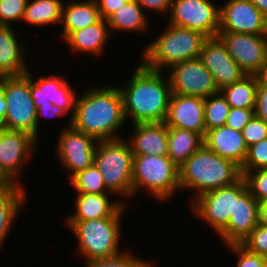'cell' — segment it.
I'll list each match as a JSON object with an SVG mask.
<instances>
[{
    "label": "cell",
    "instance_id": "cell-1",
    "mask_svg": "<svg viewBox=\"0 0 267 267\" xmlns=\"http://www.w3.org/2000/svg\"><path fill=\"white\" fill-rule=\"evenodd\" d=\"M123 97L117 85L92 86L77 96L71 126L98 141L121 139L123 129Z\"/></svg>",
    "mask_w": 267,
    "mask_h": 267
},
{
    "label": "cell",
    "instance_id": "cell-2",
    "mask_svg": "<svg viewBox=\"0 0 267 267\" xmlns=\"http://www.w3.org/2000/svg\"><path fill=\"white\" fill-rule=\"evenodd\" d=\"M126 84L118 86L126 122H165L172 95L167 73L149 69L139 61Z\"/></svg>",
    "mask_w": 267,
    "mask_h": 267
},
{
    "label": "cell",
    "instance_id": "cell-3",
    "mask_svg": "<svg viewBox=\"0 0 267 267\" xmlns=\"http://www.w3.org/2000/svg\"><path fill=\"white\" fill-rule=\"evenodd\" d=\"M242 177L239 165L219 156L205 144L179 167L180 190L194 192L189 204L201 194L232 185Z\"/></svg>",
    "mask_w": 267,
    "mask_h": 267
},
{
    "label": "cell",
    "instance_id": "cell-4",
    "mask_svg": "<svg viewBox=\"0 0 267 267\" xmlns=\"http://www.w3.org/2000/svg\"><path fill=\"white\" fill-rule=\"evenodd\" d=\"M161 31L141 52L140 61L147 68L166 72L175 64L200 58L202 46L207 39L205 35L169 23Z\"/></svg>",
    "mask_w": 267,
    "mask_h": 267
},
{
    "label": "cell",
    "instance_id": "cell-5",
    "mask_svg": "<svg viewBox=\"0 0 267 267\" xmlns=\"http://www.w3.org/2000/svg\"><path fill=\"white\" fill-rule=\"evenodd\" d=\"M124 203L111 217L91 220H66V225L77 239L79 256L85 261L109 258L123 252L119 247Z\"/></svg>",
    "mask_w": 267,
    "mask_h": 267
},
{
    "label": "cell",
    "instance_id": "cell-6",
    "mask_svg": "<svg viewBox=\"0 0 267 267\" xmlns=\"http://www.w3.org/2000/svg\"><path fill=\"white\" fill-rule=\"evenodd\" d=\"M132 182L133 196L145 191L157 202H167L180 191L179 167L168 156L134 155Z\"/></svg>",
    "mask_w": 267,
    "mask_h": 267
},
{
    "label": "cell",
    "instance_id": "cell-7",
    "mask_svg": "<svg viewBox=\"0 0 267 267\" xmlns=\"http://www.w3.org/2000/svg\"><path fill=\"white\" fill-rule=\"evenodd\" d=\"M133 154L124 139L99 141L94 155V164L103 177L106 188L115 197L133 196Z\"/></svg>",
    "mask_w": 267,
    "mask_h": 267
},
{
    "label": "cell",
    "instance_id": "cell-8",
    "mask_svg": "<svg viewBox=\"0 0 267 267\" xmlns=\"http://www.w3.org/2000/svg\"><path fill=\"white\" fill-rule=\"evenodd\" d=\"M6 116L2 128L29 132L37 139V109L30 91V76L5 77Z\"/></svg>",
    "mask_w": 267,
    "mask_h": 267
},
{
    "label": "cell",
    "instance_id": "cell-9",
    "mask_svg": "<svg viewBox=\"0 0 267 267\" xmlns=\"http://www.w3.org/2000/svg\"><path fill=\"white\" fill-rule=\"evenodd\" d=\"M247 184L242 177L236 183L201 194L190 204L192 214L215 230L217 235L227 226L234 213L235 199L245 190Z\"/></svg>",
    "mask_w": 267,
    "mask_h": 267
},
{
    "label": "cell",
    "instance_id": "cell-10",
    "mask_svg": "<svg viewBox=\"0 0 267 267\" xmlns=\"http://www.w3.org/2000/svg\"><path fill=\"white\" fill-rule=\"evenodd\" d=\"M37 141L29 132L0 127V169L14 185L25 187L21 172L38 151Z\"/></svg>",
    "mask_w": 267,
    "mask_h": 267
},
{
    "label": "cell",
    "instance_id": "cell-11",
    "mask_svg": "<svg viewBox=\"0 0 267 267\" xmlns=\"http://www.w3.org/2000/svg\"><path fill=\"white\" fill-rule=\"evenodd\" d=\"M220 6L212 0H172L168 23L217 37Z\"/></svg>",
    "mask_w": 267,
    "mask_h": 267
},
{
    "label": "cell",
    "instance_id": "cell-12",
    "mask_svg": "<svg viewBox=\"0 0 267 267\" xmlns=\"http://www.w3.org/2000/svg\"><path fill=\"white\" fill-rule=\"evenodd\" d=\"M166 72L172 94L207 98L219 92L213 75L200 58L175 64Z\"/></svg>",
    "mask_w": 267,
    "mask_h": 267
},
{
    "label": "cell",
    "instance_id": "cell-13",
    "mask_svg": "<svg viewBox=\"0 0 267 267\" xmlns=\"http://www.w3.org/2000/svg\"><path fill=\"white\" fill-rule=\"evenodd\" d=\"M228 54L246 75H257L267 62V35L218 32Z\"/></svg>",
    "mask_w": 267,
    "mask_h": 267
},
{
    "label": "cell",
    "instance_id": "cell-14",
    "mask_svg": "<svg viewBox=\"0 0 267 267\" xmlns=\"http://www.w3.org/2000/svg\"><path fill=\"white\" fill-rule=\"evenodd\" d=\"M56 155L63 165L64 171L67 170L71 175L85 170L94 164V155L98 140L74 129L72 126H65L61 129L58 137Z\"/></svg>",
    "mask_w": 267,
    "mask_h": 267
},
{
    "label": "cell",
    "instance_id": "cell-15",
    "mask_svg": "<svg viewBox=\"0 0 267 267\" xmlns=\"http://www.w3.org/2000/svg\"><path fill=\"white\" fill-rule=\"evenodd\" d=\"M219 6L218 32L267 35V19L249 0H227Z\"/></svg>",
    "mask_w": 267,
    "mask_h": 267
},
{
    "label": "cell",
    "instance_id": "cell-16",
    "mask_svg": "<svg viewBox=\"0 0 267 267\" xmlns=\"http://www.w3.org/2000/svg\"><path fill=\"white\" fill-rule=\"evenodd\" d=\"M27 74L30 76V91L35 108H40V105H56L67 114L71 113L68 122L71 126L78 93L76 95V91L69 85L66 77L50 74L34 79L31 69Z\"/></svg>",
    "mask_w": 267,
    "mask_h": 267
},
{
    "label": "cell",
    "instance_id": "cell-17",
    "mask_svg": "<svg viewBox=\"0 0 267 267\" xmlns=\"http://www.w3.org/2000/svg\"><path fill=\"white\" fill-rule=\"evenodd\" d=\"M200 59L213 75L219 90L240 81L246 73L228 54L218 37L207 38L202 46Z\"/></svg>",
    "mask_w": 267,
    "mask_h": 267
},
{
    "label": "cell",
    "instance_id": "cell-18",
    "mask_svg": "<svg viewBox=\"0 0 267 267\" xmlns=\"http://www.w3.org/2000/svg\"><path fill=\"white\" fill-rule=\"evenodd\" d=\"M258 225V201L246 189L235 199L234 213L227 226L218 234L222 244H241Z\"/></svg>",
    "mask_w": 267,
    "mask_h": 267
},
{
    "label": "cell",
    "instance_id": "cell-19",
    "mask_svg": "<svg viewBox=\"0 0 267 267\" xmlns=\"http://www.w3.org/2000/svg\"><path fill=\"white\" fill-rule=\"evenodd\" d=\"M164 123L168 127L193 131L204 138V98L172 94Z\"/></svg>",
    "mask_w": 267,
    "mask_h": 267
},
{
    "label": "cell",
    "instance_id": "cell-20",
    "mask_svg": "<svg viewBox=\"0 0 267 267\" xmlns=\"http://www.w3.org/2000/svg\"><path fill=\"white\" fill-rule=\"evenodd\" d=\"M132 125L134 132L126 141L133 155L167 156L168 126L164 122Z\"/></svg>",
    "mask_w": 267,
    "mask_h": 267
},
{
    "label": "cell",
    "instance_id": "cell-21",
    "mask_svg": "<svg viewBox=\"0 0 267 267\" xmlns=\"http://www.w3.org/2000/svg\"><path fill=\"white\" fill-rule=\"evenodd\" d=\"M14 31L12 26H0V77L25 75L30 70L27 46L22 45Z\"/></svg>",
    "mask_w": 267,
    "mask_h": 267
},
{
    "label": "cell",
    "instance_id": "cell-22",
    "mask_svg": "<svg viewBox=\"0 0 267 267\" xmlns=\"http://www.w3.org/2000/svg\"><path fill=\"white\" fill-rule=\"evenodd\" d=\"M204 144L219 156L243 165L247 146L241 131L227 126L213 128L206 132Z\"/></svg>",
    "mask_w": 267,
    "mask_h": 267
},
{
    "label": "cell",
    "instance_id": "cell-23",
    "mask_svg": "<svg viewBox=\"0 0 267 267\" xmlns=\"http://www.w3.org/2000/svg\"><path fill=\"white\" fill-rule=\"evenodd\" d=\"M110 30L107 21L101 18L98 22L86 28L72 32L64 42L72 53L92 54L96 57L103 55L105 46L110 39Z\"/></svg>",
    "mask_w": 267,
    "mask_h": 267
},
{
    "label": "cell",
    "instance_id": "cell-24",
    "mask_svg": "<svg viewBox=\"0 0 267 267\" xmlns=\"http://www.w3.org/2000/svg\"><path fill=\"white\" fill-rule=\"evenodd\" d=\"M113 193L86 194L78 193L76 197L75 212L65 220H91L111 217L125 202V200H113Z\"/></svg>",
    "mask_w": 267,
    "mask_h": 267
},
{
    "label": "cell",
    "instance_id": "cell-25",
    "mask_svg": "<svg viewBox=\"0 0 267 267\" xmlns=\"http://www.w3.org/2000/svg\"><path fill=\"white\" fill-rule=\"evenodd\" d=\"M101 19L95 0L70 1L63 4L60 38L64 41L72 32L83 29Z\"/></svg>",
    "mask_w": 267,
    "mask_h": 267
},
{
    "label": "cell",
    "instance_id": "cell-26",
    "mask_svg": "<svg viewBox=\"0 0 267 267\" xmlns=\"http://www.w3.org/2000/svg\"><path fill=\"white\" fill-rule=\"evenodd\" d=\"M26 191V188L18 185L0 189V249L25 206L24 203H27Z\"/></svg>",
    "mask_w": 267,
    "mask_h": 267
},
{
    "label": "cell",
    "instance_id": "cell-27",
    "mask_svg": "<svg viewBox=\"0 0 267 267\" xmlns=\"http://www.w3.org/2000/svg\"><path fill=\"white\" fill-rule=\"evenodd\" d=\"M107 24L111 31L118 33H144L148 30L149 19L142 6L137 0H129L126 4L118 8L107 19ZM147 29V30H146Z\"/></svg>",
    "mask_w": 267,
    "mask_h": 267
},
{
    "label": "cell",
    "instance_id": "cell-28",
    "mask_svg": "<svg viewBox=\"0 0 267 267\" xmlns=\"http://www.w3.org/2000/svg\"><path fill=\"white\" fill-rule=\"evenodd\" d=\"M204 144V138L186 129L168 127V153L172 162L180 167Z\"/></svg>",
    "mask_w": 267,
    "mask_h": 267
},
{
    "label": "cell",
    "instance_id": "cell-29",
    "mask_svg": "<svg viewBox=\"0 0 267 267\" xmlns=\"http://www.w3.org/2000/svg\"><path fill=\"white\" fill-rule=\"evenodd\" d=\"M62 0H27L23 21L32 26L61 25Z\"/></svg>",
    "mask_w": 267,
    "mask_h": 267
},
{
    "label": "cell",
    "instance_id": "cell-30",
    "mask_svg": "<svg viewBox=\"0 0 267 267\" xmlns=\"http://www.w3.org/2000/svg\"><path fill=\"white\" fill-rule=\"evenodd\" d=\"M257 75H246L240 81L221 90L231 108H254L258 86Z\"/></svg>",
    "mask_w": 267,
    "mask_h": 267
},
{
    "label": "cell",
    "instance_id": "cell-31",
    "mask_svg": "<svg viewBox=\"0 0 267 267\" xmlns=\"http://www.w3.org/2000/svg\"><path fill=\"white\" fill-rule=\"evenodd\" d=\"M70 185L76 193L102 194L111 193L105 186L103 177L95 164L77 172L70 180Z\"/></svg>",
    "mask_w": 267,
    "mask_h": 267
},
{
    "label": "cell",
    "instance_id": "cell-32",
    "mask_svg": "<svg viewBox=\"0 0 267 267\" xmlns=\"http://www.w3.org/2000/svg\"><path fill=\"white\" fill-rule=\"evenodd\" d=\"M230 109V105L220 91L204 98L206 132L213 128L225 126Z\"/></svg>",
    "mask_w": 267,
    "mask_h": 267
},
{
    "label": "cell",
    "instance_id": "cell-33",
    "mask_svg": "<svg viewBox=\"0 0 267 267\" xmlns=\"http://www.w3.org/2000/svg\"><path fill=\"white\" fill-rule=\"evenodd\" d=\"M240 168L242 176L248 171L267 169V138L247 147L246 158Z\"/></svg>",
    "mask_w": 267,
    "mask_h": 267
},
{
    "label": "cell",
    "instance_id": "cell-34",
    "mask_svg": "<svg viewBox=\"0 0 267 267\" xmlns=\"http://www.w3.org/2000/svg\"><path fill=\"white\" fill-rule=\"evenodd\" d=\"M27 0H0V25L12 26L23 20Z\"/></svg>",
    "mask_w": 267,
    "mask_h": 267
},
{
    "label": "cell",
    "instance_id": "cell-35",
    "mask_svg": "<svg viewBox=\"0 0 267 267\" xmlns=\"http://www.w3.org/2000/svg\"><path fill=\"white\" fill-rule=\"evenodd\" d=\"M123 249L120 254L109 257L90 260L84 263L86 267H140L142 258H137L128 250ZM131 253V254H130Z\"/></svg>",
    "mask_w": 267,
    "mask_h": 267
},
{
    "label": "cell",
    "instance_id": "cell-36",
    "mask_svg": "<svg viewBox=\"0 0 267 267\" xmlns=\"http://www.w3.org/2000/svg\"><path fill=\"white\" fill-rule=\"evenodd\" d=\"M247 189L257 199H267V169L248 171L243 175Z\"/></svg>",
    "mask_w": 267,
    "mask_h": 267
},
{
    "label": "cell",
    "instance_id": "cell-37",
    "mask_svg": "<svg viewBox=\"0 0 267 267\" xmlns=\"http://www.w3.org/2000/svg\"><path fill=\"white\" fill-rule=\"evenodd\" d=\"M241 245L248 251L267 258V226L258 224Z\"/></svg>",
    "mask_w": 267,
    "mask_h": 267
},
{
    "label": "cell",
    "instance_id": "cell-38",
    "mask_svg": "<svg viewBox=\"0 0 267 267\" xmlns=\"http://www.w3.org/2000/svg\"><path fill=\"white\" fill-rule=\"evenodd\" d=\"M226 247L238 257L237 267H264L267 258L248 251L241 244H228Z\"/></svg>",
    "mask_w": 267,
    "mask_h": 267
},
{
    "label": "cell",
    "instance_id": "cell-39",
    "mask_svg": "<svg viewBox=\"0 0 267 267\" xmlns=\"http://www.w3.org/2000/svg\"><path fill=\"white\" fill-rule=\"evenodd\" d=\"M241 132L246 146L249 147L267 138V124L254 115Z\"/></svg>",
    "mask_w": 267,
    "mask_h": 267
},
{
    "label": "cell",
    "instance_id": "cell-40",
    "mask_svg": "<svg viewBox=\"0 0 267 267\" xmlns=\"http://www.w3.org/2000/svg\"><path fill=\"white\" fill-rule=\"evenodd\" d=\"M254 108H231L225 126L242 131L244 126L254 116Z\"/></svg>",
    "mask_w": 267,
    "mask_h": 267
},
{
    "label": "cell",
    "instance_id": "cell-41",
    "mask_svg": "<svg viewBox=\"0 0 267 267\" xmlns=\"http://www.w3.org/2000/svg\"><path fill=\"white\" fill-rule=\"evenodd\" d=\"M254 115L267 124V86L258 80L257 97L253 109Z\"/></svg>",
    "mask_w": 267,
    "mask_h": 267
},
{
    "label": "cell",
    "instance_id": "cell-42",
    "mask_svg": "<svg viewBox=\"0 0 267 267\" xmlns=\"http://www.w3.org/2000/svg\"><path fill=\"white\" fill-rule=\"evenodd\" d=\"M139 4L142 6L144 12L146 10L154 11L155 13H162L166 15L170 12L171 2L172 0H137Z\"/></svg>",
    "mask_w": 267,
    "mask_h": 267
},
{
    "label": "cell",
    "instance_id": "cell-43",
    "mask_svg": "<svg viewBox=\"0 0 267 267\" xmlns=\"http://www.w3.org/2000/svg\"><path fill=\"white\" fill-rule=\"evenodd\" d=\"M68 115L64 110L58 108L56 105H40V108L37 109V140L38 136H39V124H40V120L45 117L46 118H57V117H63ZM42 116V117H41Z\"/></svg>",
    "mask_w": 267,
    "mask_h": 267
},
{
    "label": "cell",
    "instance_id": "cell-44",
    "mask_svg": "<svg viewBox=\"0 0 267 267\" xmlns=\"http://www.w3.org/2000/svg\"><path fill=\"white\" fill-rule=\"evenodd\" d=\"M99 9L101 18L107 19L118 8L126 4L129 0H95Z\"/></svg>",
    "mask_w": 267,
    "mask_h": 267
},
{
    "label": "cell",
    "instance_id": "cell-45",
    "mask_svg": "<svg viewBox=\"0 0 267 267\" xmlns=\"http://www.w3.org/2000/svg\"><path fill=\"white\" fill-rule=\"evenodd\" d=\"M6 111L7 103L5 100V77H0V127L3 126Z\"/></svg>",
    "mask_w": 267,
    "mask_h": 267
},
{
    "label": "cell",
    "instance_id": "cell-46",
    "mask_svg": "<svg viewBox=\"0 0 267 267\" xmlns=\"http://www.w3.org/2000/svg\"><path fill=\"white\" fill-rule=\"evenodd\" d=\"M258 224L267 226V199L258 201Z\"/></svg>",
    "mask_w": 267,
    "mask_h": 267
},
{
    "label": "cell",
    "instance_id": "cell-47",
    "mask_svg": "<svg viewBox=\"0 0 267 267\" xmlns=\"http://www.w3.org/2000/svg\"><path fill=\"white\" fill-rule=\"evenodd\" d=\"M249 1L252 4H254L263 14V16L267 19V0H249Z\"/></svg>",
    "mask_w": 267,
    "mask_h": 267
},
{
    "label": "cell",
    "instance_id": "cell-48",
    "mask_svg": "<svg viewBox=\"0 0 267 267\" xmlns=\"http://www.w3.org/2000/svg\"><path fill=\"white\" fill-rule=\"evenodd\" d=\"M259 81L267 86V62L261 69V71L257 74Z\"/></svg>",
    "mask_w": 267,
    "mask_h": 267
},
{
    "label": "cell",
    "instance_id": "cell-49",
    "mask_svg": "<svg viewBox=\"0 0 267 267\" xmlns=\"http://www.w3.org/2000/svg\"><path fill=\"white\" fill-rule=\"evenodd\" d=\"M12 185L14 184L2 173L0 169V189L11 187Z\"/></svg>",
    "mask_w": 267,
    "mask_h": 267
},
{
    "label": "cell",
    "instance_id": "cell-50",
    "mask_svg": "<svg viewBox=\"0 0 267 267\" xmlns=\"http://www.w3.org/2000/svg\"><path fill=\"white\" fill-rule=\"evenodd\" d=\"M140 267H154V262L142 259Z\"/></svg>",
    "mask_w": 267,
    "mask_h": 267
},
{
    "label": "cell",
    "instance_id": "cell-51",
    "mask_svg": "<svg viewBox=\"0 0 267 267\" xmlns=\"http://www.w3.org/2000/svg\"><path fill=\"white\" fill-rule=\"evenodd\" d=\"M264 267H267V259H266V261H265Z\"/></svg>",
    "mask_w": 267,
    "mask_h": 267
}]
</instances>
